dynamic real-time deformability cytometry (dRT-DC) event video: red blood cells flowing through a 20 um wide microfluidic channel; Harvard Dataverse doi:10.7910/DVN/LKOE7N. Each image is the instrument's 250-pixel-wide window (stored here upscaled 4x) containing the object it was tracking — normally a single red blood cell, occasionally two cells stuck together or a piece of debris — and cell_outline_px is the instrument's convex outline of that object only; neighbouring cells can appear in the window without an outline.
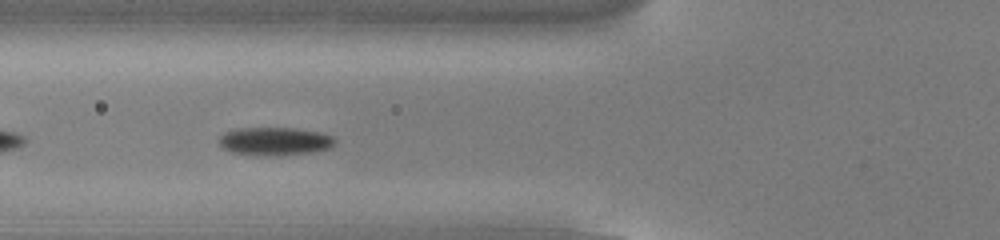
{"species": "common noctule bat (a hibernating species)", "species_latin": "Nyctalus noctula", "temperature_condition": "cold", "stored_images_in_passage": 39, "camera_frame_rate_fps": 3000, "um_per_image_px": 0.085, "animal": {"sex": "male", "body_mass_g": 13.0, "forearm_length_mm": 53.1}, "frame": {"image": 1, "passage_image": 5, "time_ms": 1.333, "image_size_px": [1000, 240], "cell_outline_px": [[336, 144], [332, 148], [312, 152], [276, 156], [252, 156], [232, 152], [220, 148], [220, 136], [224, 132], [236, 128], [296, 128], [320, 132], [332, 136], [336, 140]], "centroid_in_image_um": [23.36, 12.02], "position_along_channel_um": 102.4, "area_um2": 19.48}}
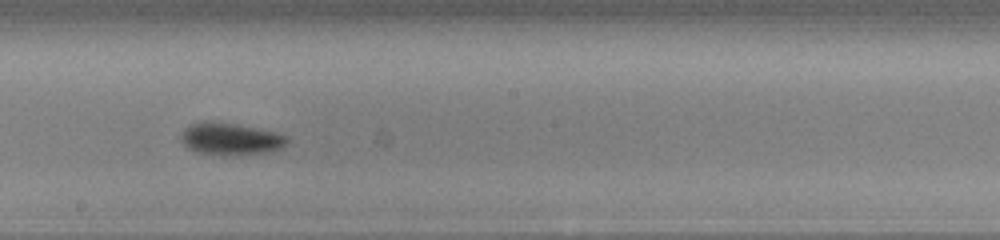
{"frame": {"image": 2, "passage_image": 15, "time_ms": 4.667, "image_size_px": [1000, 240], "cell_outline_px": [[288, 144], [272, 152], [236, 156], [220, 156], [196, 152], [188, 148], [180, 140], [180, 132], [188, 124], [204, 120], [212, 120], [236, 124], [276, 132], [284, 136], [288, 140]], "centroid_in_image_um": [19.54, 11.82], "position_along_channel_um": 228.7, "area_um2": 20.58}}
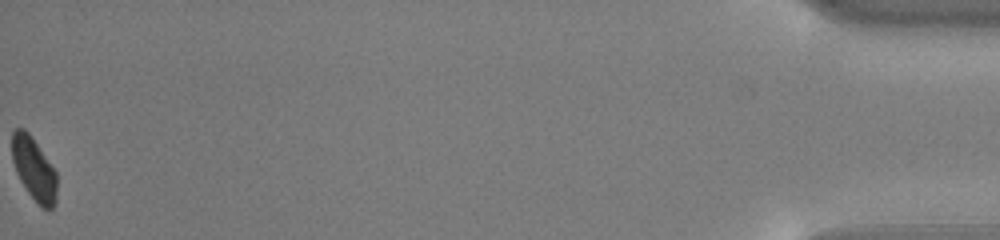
{"frame": {"image": 3, "passage_image": 39, "time_ms": 12.667, "image_size_px": [1000, 240], "cell_outline_px": [[56, 200], [52, 208], [40, 208], [28, 192], [20, 180], [16, 172], [12, 160], [12, 132], [16, 128], [24, 128], [32, 136], [56, 172]], "centroid_in_image_um": [2.87, 14.35], "position_along_channel_um": 432.3, "area_um2": 16.42}, "authors_computed_cell_mechanics": {"area_um2": 18.6116, "velocity_mm_per_s": 3.7856, "shape_relaxation_time_tau1_ms": 1.8878, "shape_relaxation_time_tau2_ms": null, "deformation_change_tau1": 0.0993, "deformation_change_tau2": null}}